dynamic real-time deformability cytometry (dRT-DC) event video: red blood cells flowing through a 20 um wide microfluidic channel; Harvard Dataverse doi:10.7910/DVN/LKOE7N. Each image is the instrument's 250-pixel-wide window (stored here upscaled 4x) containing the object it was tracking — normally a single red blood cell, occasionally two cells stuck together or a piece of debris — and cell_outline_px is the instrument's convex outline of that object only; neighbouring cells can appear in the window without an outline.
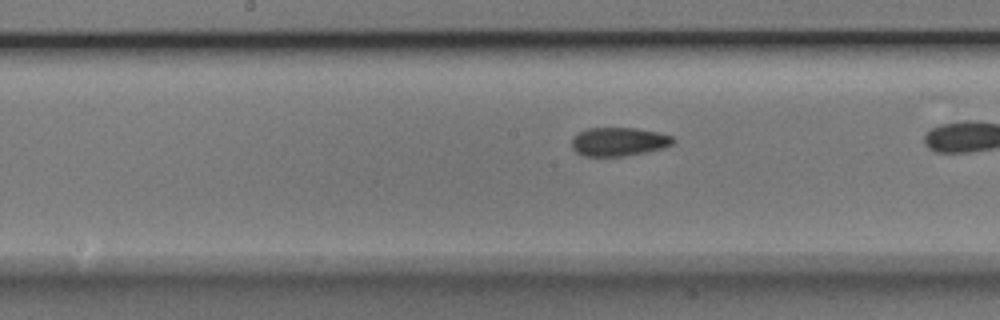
{"species": "Egyptian fruit bat (a non-hibernating species)", "species_latin": "Rousettus aegyptiacus", "temperature_condition": "room temperature", "stored_images_in_passage": 26, "camera_frame_rate_fps": 3000, "um_per_image_px": 0.085, "animal": {"sex": "male"}, "frame": {"image": 1, "passage_image": 12, "time_ms": 3.667, "image_size_px": [1000, 320], "cell_outline_px": [[676, 140], [672, 144], [664, 148], [624, 156], [584, 156], [576, 152], [572, 148], [572, 136], [588, 128], [636, 128], [656, 132], [672, 136]], "centroid_in_image_um": [52.58, 12.04], "position_along_channel_um": 195.6, "area_um2": 16.88}}